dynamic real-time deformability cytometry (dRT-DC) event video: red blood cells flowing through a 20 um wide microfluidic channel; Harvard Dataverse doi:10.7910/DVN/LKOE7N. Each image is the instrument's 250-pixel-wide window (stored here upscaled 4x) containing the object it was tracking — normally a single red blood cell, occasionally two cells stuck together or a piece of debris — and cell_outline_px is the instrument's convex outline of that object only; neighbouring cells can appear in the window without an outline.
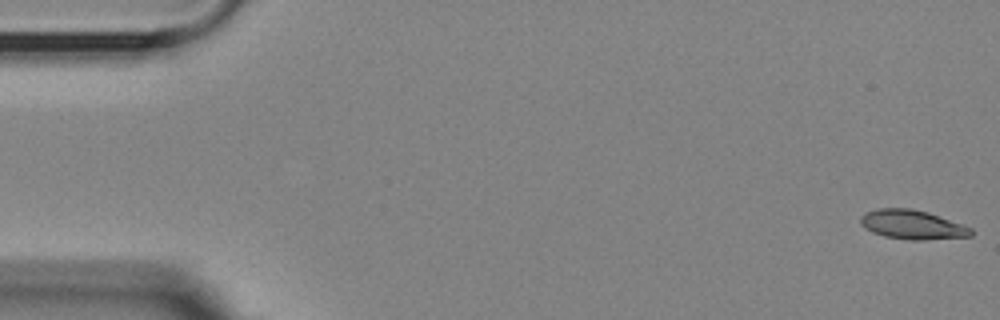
{"species": "Egyptian fruit bat (a non-hibernating species)", "species_latin": "Rousettus aegyptiacus", "temperature_condition": "room temperature", "stored_images_in_passage": 56, "camera_frame_rate_fps": 3000, "um_per_image_px": 0.085, "animal": {"sex": "female"}, "frame": {"image": 1, "passage_image": 1, "time_ms": 0.0, "image_size_px": [1000, 320], "cell_outline_px": [[972, 236], [920, 240], [908, 240], [884, 236], [872, 232], [864, 228], [860, 224], [860, 216], [864, 212], [876, 208], [912, 208], [928, 212], [972, 228]], "centroid_in_image_um": [77.49, 19.09], "position_along_channel_um": 7.5, "area_um2": 18.9}}
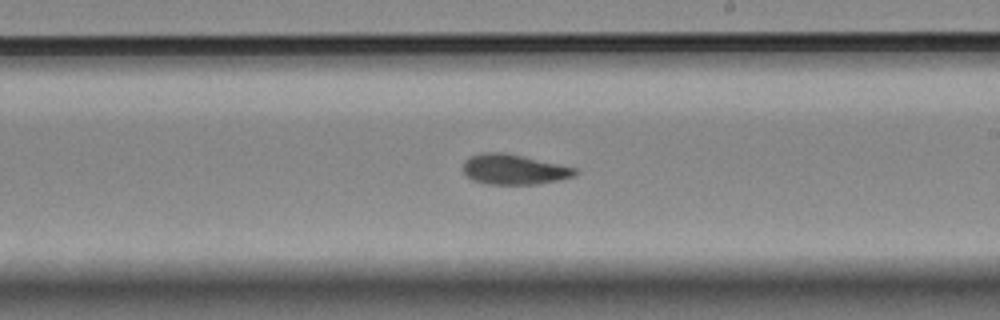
{"frame": {"image": 2, "passage_image": 32, "time_ms": 10.333, "image_size_px": [1000, 320], "cell_outline_px": [[580, 172], [572, 176], [560, 180], [536, 184], [488, 184], [472, 180], [464, 172], [464, 160], [468, 156], [480, 152], [504, 152], [524, 156], [576, 168]], "centroid_in_image_um": [43.67, 14.39], "position_along_channel_um": 245.3, "area_um2": 19.77}}
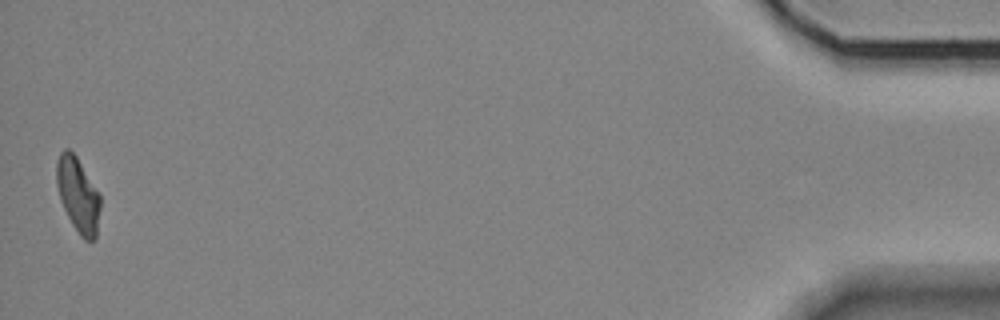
{"frame": {"image": 3, "passage_image": 55, "time_ms": 18.0, "image_size_px": [1000, 320], "cell_outline_px": [[100, 208], [96, 236], [92, 240], [84, 240], [80, 236], [72, 224], [60, 200], [56, 184], [56, 164], [60, 152], [64, 148], [68, 148], [76, 156], [100, 196]], "centroid_in_image_um": [6.6, 16.56], "position_along_channel_um": 428.6, "area_um2": 18.79}}